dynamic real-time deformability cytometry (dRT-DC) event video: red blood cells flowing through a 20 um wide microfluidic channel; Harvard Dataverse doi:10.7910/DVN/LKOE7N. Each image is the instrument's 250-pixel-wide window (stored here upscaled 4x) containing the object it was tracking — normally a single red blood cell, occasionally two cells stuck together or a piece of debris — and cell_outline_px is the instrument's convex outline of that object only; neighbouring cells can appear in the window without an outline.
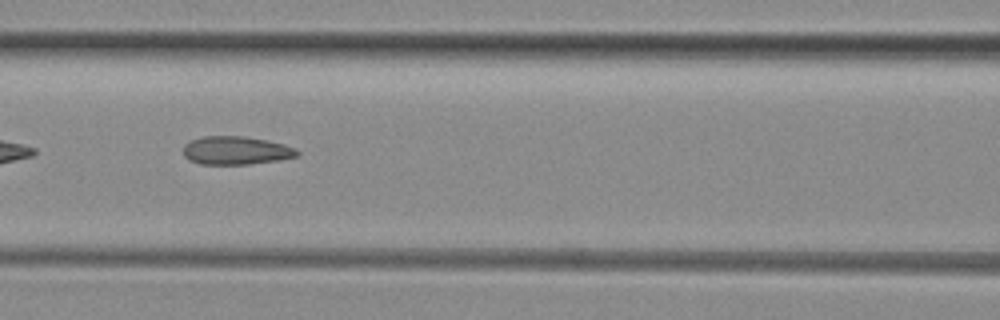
{"species": "common noctule bat (a hibernating species)", "species_latin": "Nyctalus noctula", "temperature_condition": "room temperature", "stored_images_in_passage": 30, "camera_frame_rate_fps": 3000, "um_per_image_px": 0.085, "animal": {"sex": "female", "body_mass_g": 29.2, "forearm_length_mm": 56.3}, "frame": {"image": 1, "passage_image": 9, "time_ms": 2.667, "image_size_px": [1000, 320], "cell_outline_px": [[300, 156], [280, 160], [248, 164], [200, 164], [188, 160], [184, 156], [184, 144], [192, 140], [204, 136], [244, 136], [268, 140], [284, 144], [296, 148], [300, 152]], "centroid_in_image_um": [20.1, 12.79], "position_along_channel_um": 146.5, "area_um2": 18.96}}
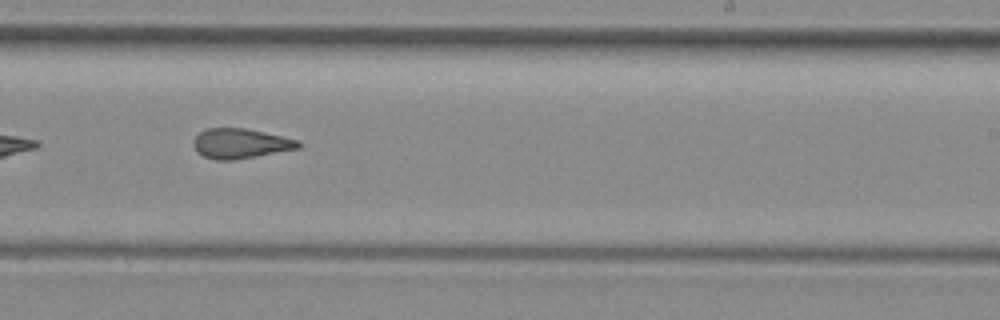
{"frame": {"image": 2, "passage_image": 18, "time_ms": 5.667, "image_size_px": [1000, 320], "cell_outline_px": [[300, 148], [256, 156], [232, 160], [216, 160], [204, 156], [196, 152], [192, 144], [192, 140], [200, 132], [208, 128], [244, 128], [264, 132], [300, 140]], "centroid_in_image_um": [20.41, 12.2], "position_along_channel_um": 268.6, "area_um2": 18.26}, "authors_computed_cell_mechanics": {"area_um2": 18.6694, "velocity_mm_per_s": 4.0859, "shape_relaxation_time_tau1_ms": null, "shape_relaxation_time_tau2_ms": 2.1088, "deformation_change_tau1": null, "deformation_change_tau2": 0.0943}}